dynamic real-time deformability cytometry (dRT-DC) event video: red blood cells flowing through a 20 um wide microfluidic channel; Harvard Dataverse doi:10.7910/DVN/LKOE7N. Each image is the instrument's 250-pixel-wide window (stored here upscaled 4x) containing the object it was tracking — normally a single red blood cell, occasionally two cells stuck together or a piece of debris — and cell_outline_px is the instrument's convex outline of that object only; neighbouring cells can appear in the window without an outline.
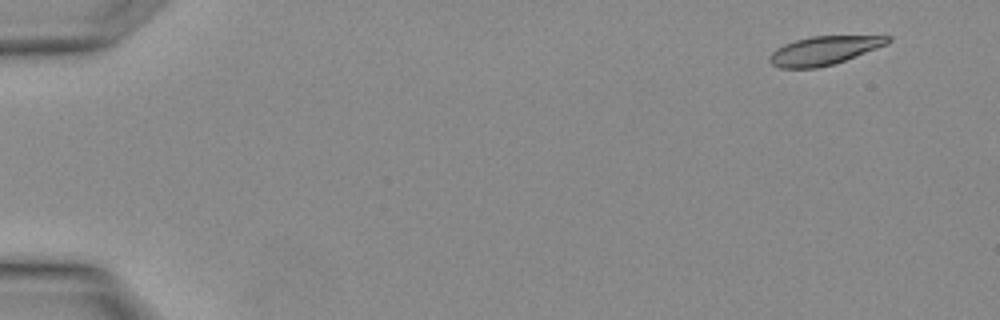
{"species": "Egyptian fruit bat (a non-hibernating species)", "species_latin": "Rousettus aegyptiacus", "temperature_condition": "warm", "stored_images_in_passage": 4, "camera_frame_rate_fps": 3000, "um_per_image_px": 0.085, "animal": {"sex": "female"}, "frame": {"image": 1, "passage_image": 1, "time_ms": 0.0, "image_size_px": [1000, 320], "cell_outline_px": [[892, 40], [888, 44], [844, 60], [832, 64], [816, 68], [780, 68], [772, 64], [768, 60], [768, 56], [776, 48], [784, 44], [796, 40], [812, 36], [892, 36]], "centroid_in_image_um": [70.01, 4.29], "position_along_channel_um": 15.0, "area_um2": 19.54}}